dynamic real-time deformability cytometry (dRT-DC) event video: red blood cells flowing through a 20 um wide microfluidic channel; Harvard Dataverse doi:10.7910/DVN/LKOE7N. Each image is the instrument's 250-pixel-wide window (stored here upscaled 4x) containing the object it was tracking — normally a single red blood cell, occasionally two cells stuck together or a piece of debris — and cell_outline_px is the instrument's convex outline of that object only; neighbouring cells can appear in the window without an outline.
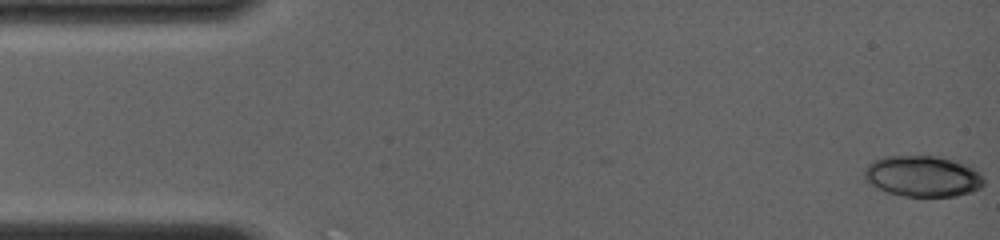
{"species": "common noctule bat (a hibernating species)", "species_latin": "Nyctalus noctula", "temperature_condition": "room temperature", "stored_images_in_passage": 19, "camera_frame_rate_fps": 4000, "um_per_image_px": 0.085, "animal": {"sex": "female", "body_mass_g": 19.0, "forearm_length_mm": 56.7}, "frame": {"image": 1, "passage_image": 1, "time_ms": 0.0, "image_size_px": [1000, 240], "cell_outline_px": [[984, 184], [980, 188], [972, 192], [956, 196], [904, 196], [888, 192], [868, 184], [864, 180], [864, 168], [872, 160], [888, 156], [936, 156], [960, 160], [984, 176]], "centroid_in_image_um": [78.43, 14.97], "position_along_channel_um": 6.6, "area_um2": 28.9}}
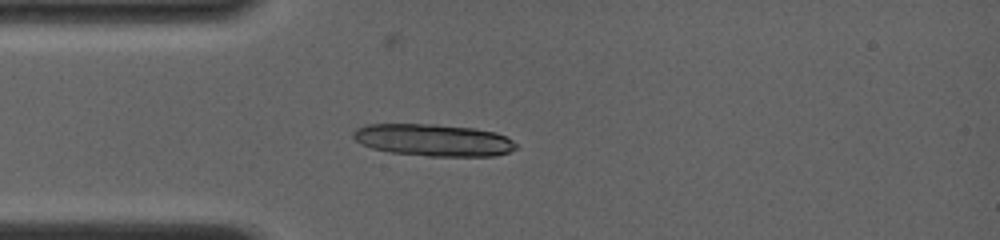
{"frame": {"image": 2, "passage_image": 12, "time_ms": 4.0, "image_size_px": [1000, 240], "cell_outline_px": [[520, 148], [496, 156], [428, 156], [392, 152], [372, 148], [356, 140], [352, 136], [352, 132], [356, 128], [364, 124], [436, 124], [476, 128], [496, 132], [512, 140]], "centroid_in_image_um": [36.87, 11.9], "position_along_channel_um": 48.1, "area_um2": 30.58}}